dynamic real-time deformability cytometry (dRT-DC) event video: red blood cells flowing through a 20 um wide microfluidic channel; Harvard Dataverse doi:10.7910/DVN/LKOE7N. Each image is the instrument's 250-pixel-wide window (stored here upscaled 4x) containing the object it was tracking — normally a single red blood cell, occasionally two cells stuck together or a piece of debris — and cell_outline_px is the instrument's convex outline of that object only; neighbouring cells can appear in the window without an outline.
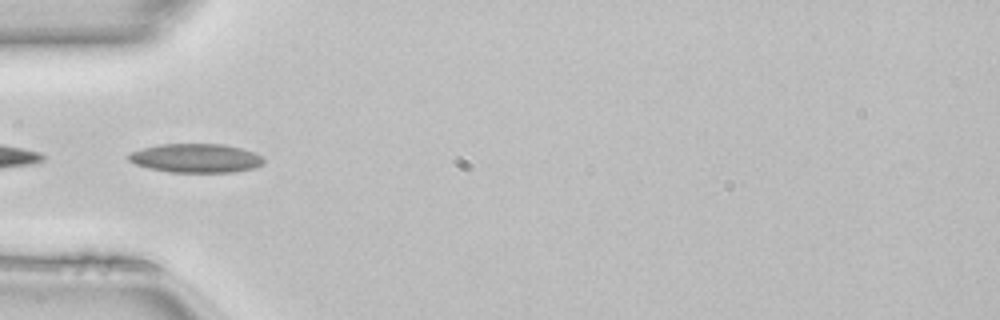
{"species": "common noctule bat (a hibernating species)", "species_latin": "Nyctalus noctula", "temperature_condition": "room temperature", "stored_images_in_passage": 35, "camera_frame_rate_fps": 3000, "um_per_image_px": 0.085, "animal": {"sex": "female", "body_mass_g": 22.7, "forearm_length_mm": 54.2}, "frame": {"image": 1, "passage_image": 1, "time_ms": 0.0, "image_size_px": [1000, 320], "cell_outline_px": [[264, 164], [252, 168], [236, 172], [168, 172], [148, 168], [136, 164], [128, 160], [128, 156], [132, 152], [144, 148], [160, 144], [224, 144], [256, 152], [264, 156]], "centroid_in_image_um": [16.7, 13.44], "position_along_channel_um": 68.3, "area_um2": 22.83}, "authors_computed_cell_mechanics": {"area_um2": 20.9814, "velocity_mm_per_s": 4.1284, "shape_relaxation_time_tau1_ms": null, "shape_relaxation_time_tau2_ms": 6.7476, "deformation_change_tau1": null, "deformation_change_tau2": 0.1461}}